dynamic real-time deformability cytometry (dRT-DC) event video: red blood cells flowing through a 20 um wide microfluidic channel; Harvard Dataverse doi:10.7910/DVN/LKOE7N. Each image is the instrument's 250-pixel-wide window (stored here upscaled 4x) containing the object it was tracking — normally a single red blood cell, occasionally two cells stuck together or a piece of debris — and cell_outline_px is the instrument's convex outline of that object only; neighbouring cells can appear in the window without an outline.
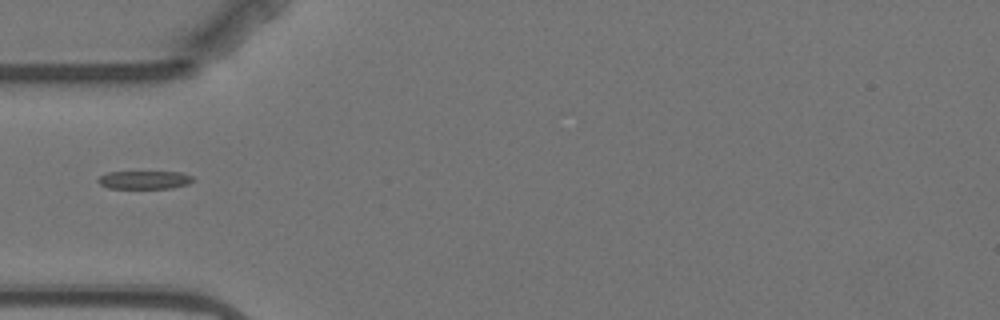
{"species": "Egyptian fruit bat (a non-hibernating species)", "species_latin": "Rousettus aegyptiacus", "temperature_condition": "warm", "stored_images_in_passage": 7, "camera_frame_rate_fps": 3000, "um_per_image_px": 0.085, "animal": {"sex": "female"}, "frame": {"image": 1, "passage_image": 2, "time_ms": 1.333, "image_size_px": [1000, 320], "cell_outline_px": [[196, 180], [188, 184], [172, 188], [108, 188], [100, 184], [96, 180], [100, 176], [108, 172], [180, 172], [192, 176]], "centroid_in_image_um": [12.3, 15.29], "position_along_channel_um": 72.7, "area_um2": 10.06}}
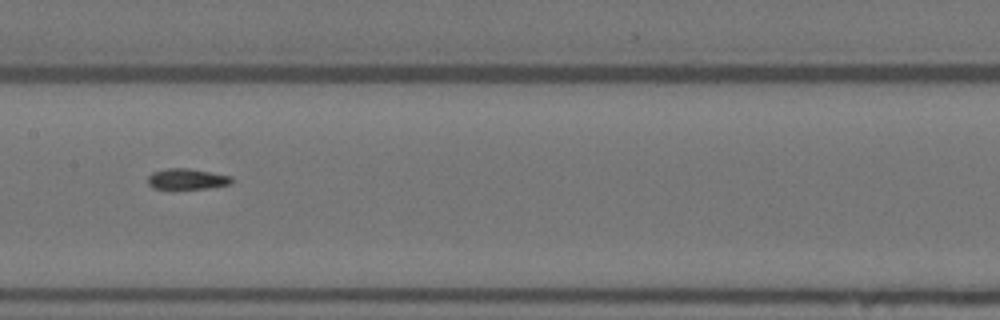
{"frame": {"image": 2, "passage_image": 5, "time_ms": 4.667, "image_size_px": [1000, 320], "cell_outline_px": [[232, 184], [208, 188], [152, 188], [148, 184], [148, 176], [152, 172], [168, 168], [188, 168], [212, 172], [232, 176]], "centroid_in_image_um": [15.91, 15.2], "position_along_channel_um": 191.5, "area_um2": 10.12}}
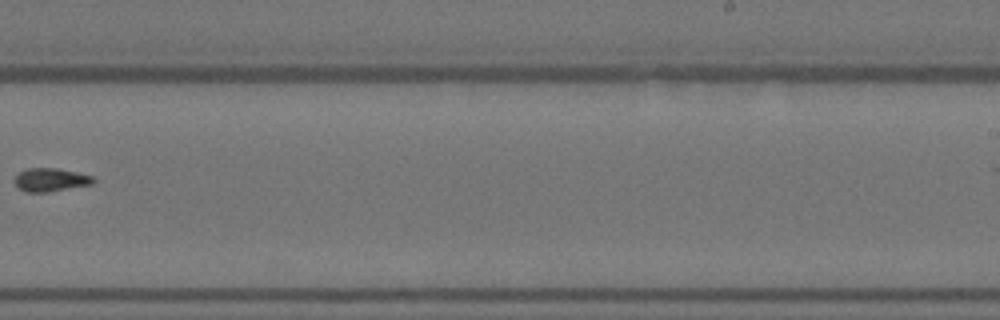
{"frame": {"image": 3, "passage_image": 7, "time_ms": 7.333, "image_size_px": [1000, 320], "cell_outline_px": [[96, 180], [92, 184], [48, 192], [28, 192], [20, 188], [16, 184], [16, 176], [20, 172], [28, 168], [56, 168], [76, 172], [92, 176]], "centroid_in_image_um": [4.34, 15.28], "position_along_channel_um": 284.7, "area_um2": 10.46}}